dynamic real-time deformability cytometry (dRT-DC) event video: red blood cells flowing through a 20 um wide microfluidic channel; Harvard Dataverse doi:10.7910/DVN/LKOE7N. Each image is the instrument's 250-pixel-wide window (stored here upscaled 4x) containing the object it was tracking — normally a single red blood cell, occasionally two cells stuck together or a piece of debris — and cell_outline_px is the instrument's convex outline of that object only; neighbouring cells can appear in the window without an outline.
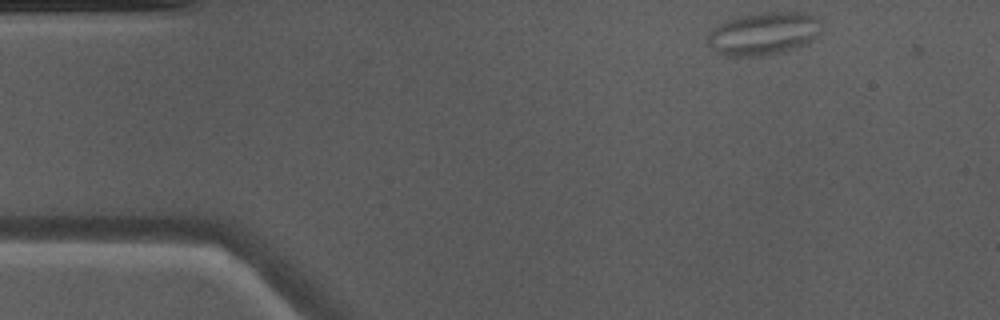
{"species": "Egyptian fruit bat (a non-hibernating species)", "species_latin": "Rousettus aegyptiacus", "temperature_condition": "warm", "stored_images_in_passage": 46, "camera_frame_rate_fps": 3000, "um_per_image_px": 0.085, "animal": {"sex": "male"}, "frame": {"image": 1, "passage_image": 1, "time_ms": 0.0, "image_size_px": [1000, 320], "cell_outline_px": [[816, 36], [808, 44], [796, 48], [764, 56], [724, 56], [716, 52], [708, 44], [708, 36], [720, 24], [728, 20], [740, 16], [760, 12], [800, 12], [812, 16], [816, 20]], "centroid_in_image_um": [64.85, 2.88], "position_along_channel_um": 20.2, "area_um2": 27.74}}
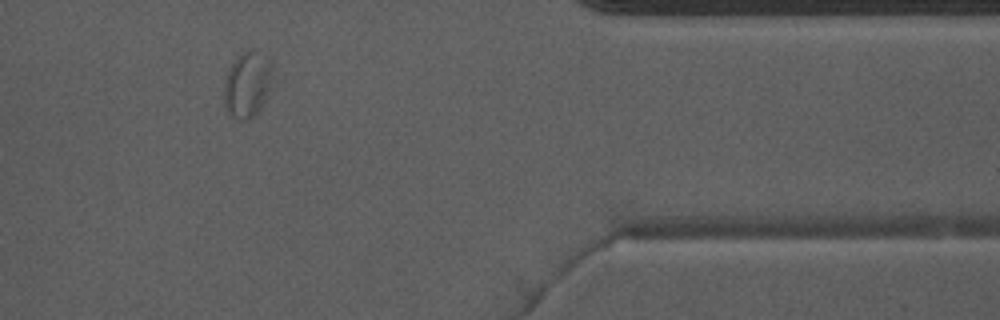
{"frame": {"image": 2, "passage_image": 37, "time_ms": 12.0, "image_size_px": [1000, 320], "cell_outline_px": [[272, 68], [264, 100], [260, 108], [252, 116], [244, 120], [228, 112], [224, 104], [224, 88], [228, 72], [236, 56], [240, 52], [256, 48], [268, 56], [272, 64]], "centroid_in_image_um": [21.01, 7.08], "position_along_channel_um": 390.4, "area_um2": 18.09}}
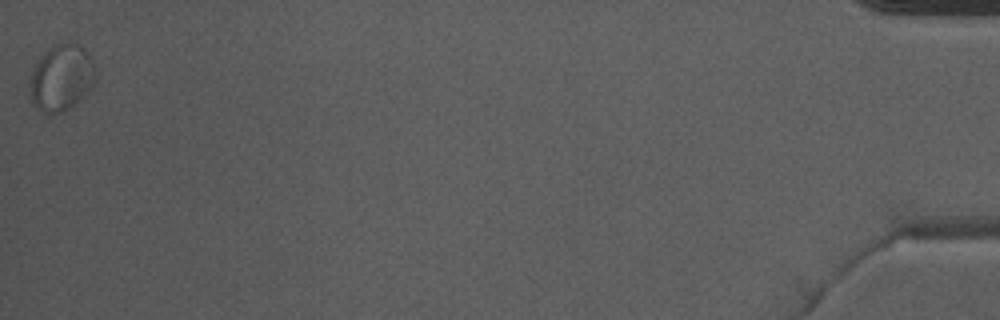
{"frame": {"image": 3, "passage_image": 46, "time_ms": 15.0, "image_size_px": [1000, 320], "cell_outline_px": [[96, 80], [84, 96], [60, 112], [48, 116], [36, 108], [32, 104], [32, 72], [36, 64], [44, 52], [48, 48], [56, 44], [76, 44], [84, 48], [88, 52], [96, 72]], "centroid_in_image_um": [5.24, 6.62], "position_along_channel_um": 430.0, "area_um2": 24.85}, "authors_computed_cell_mechanics": {"area_um2": 16.9354, "velocity_mm_per_s": 3.9766, "shape_relaxation_time_tau1_ms": null, "shape_relaxation_time_tau2_ms": 1.5752, "deformation_change_tau1": null, "deformation_change_tau2": 0.0805}}